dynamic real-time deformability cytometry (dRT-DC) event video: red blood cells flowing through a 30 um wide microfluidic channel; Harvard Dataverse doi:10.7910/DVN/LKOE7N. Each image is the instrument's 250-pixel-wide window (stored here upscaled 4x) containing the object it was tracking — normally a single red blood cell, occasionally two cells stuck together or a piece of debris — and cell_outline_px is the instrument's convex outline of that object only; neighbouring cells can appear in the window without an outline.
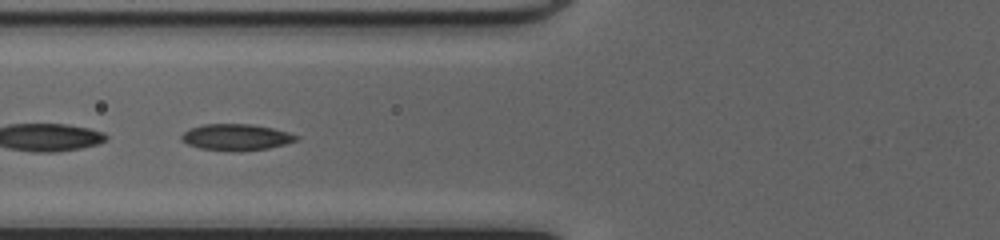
{"species": "common noctule bat (a hibernating species)", "species_latin": "Nyctalus noctula", "temperature_condition": "cold", "stored_images_in_passage": 50, "camera_frame_rate_fps": 3000, "um_per_image_px": 0.085, "animal": {"sex": "female", "body_mass_g": 20.0, "forearm_length_mm": 54.0}, "frame": {"image": 1, "passage_image": 21, "time_ms": 6.667, "image_size_px": [1000, 240], "cell_outline_px": [[300, 140], [268, 148], [236, 152], [200, 148], [188, 144], [180, 140], [180, 136], [188, 128], [204, 124], [252, 124], [272, 128], [288, 132], [300, 136]], "centroid_in_image_um": [20.07, 11.66], "position_along_channel_um": 105.7, "area_um2": 17.8}}
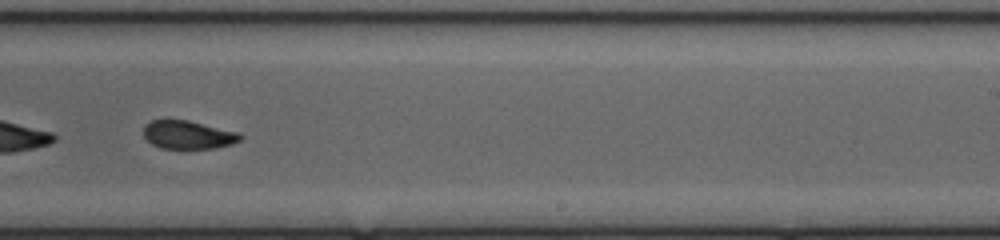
{"frame": {"image": 2, "passage_image": 33, "time_ms": 10.667, "image_size_px": [1000, 240], "cell_outline_px": [[244, 136], [240, 140], [232, 144], [216, 148], [160, 148], [152, 144], [144, 136], [144, 124], [152, 120], [188, 120], [240, 132]], "centroid_in_image_um": [16.02, 11.45], "position_along_channel_um": 273.0, "area_um2": 16.01}}
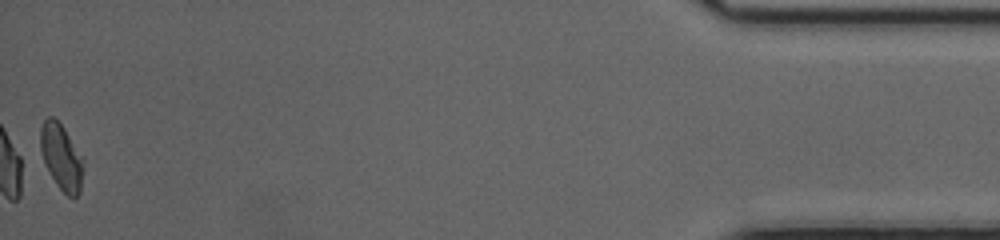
{"frame": {"image": 3, "passage_image": 50, "time_ms": 16.333, "image_size_px": [1000, 240], "cell_outline_px": [[84, 160], [80, 192], [76, 196], [68, 196], [56, 184], [44, 164], [40, 148], [40, 128], [44, 120], [48, 116], [52, 116], [64, 128]], "centroid_in_image_um": [5.2, 13.34], "position_along_channel_um": 430.0, "area_um2": 16.36}, "authors_computed_cell_mechanics": {"area_um2": 17.2822, "velocity_mm_per_s": 4.1882, "shape_relaxation_time_tau1_ms": null, "shape_relaxation_time_tau2_ms": 1.048, "deformation_change_tau1": null, "deformation_change_tau2": 0.0465}}